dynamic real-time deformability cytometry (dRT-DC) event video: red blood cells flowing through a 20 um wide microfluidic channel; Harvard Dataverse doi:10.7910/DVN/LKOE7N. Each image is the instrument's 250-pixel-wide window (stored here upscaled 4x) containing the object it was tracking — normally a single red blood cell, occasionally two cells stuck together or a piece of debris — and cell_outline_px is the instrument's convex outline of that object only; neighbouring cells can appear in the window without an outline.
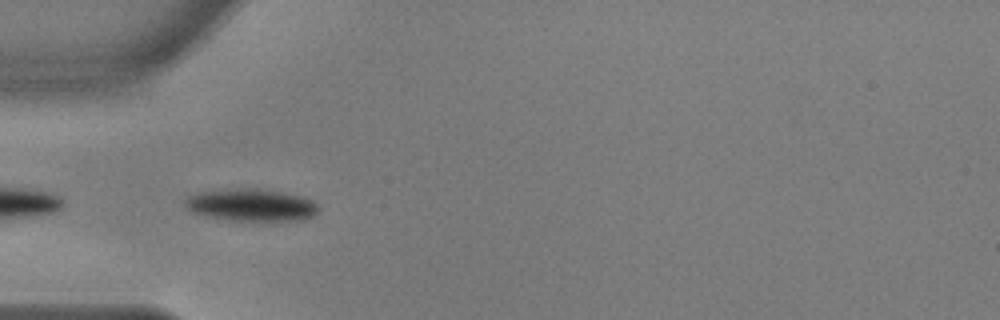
{"species": "common noctule bat (a hibernating species)", "species_latin": "Nyctalus noctula", "temperature_condition": "warm", "stored_images_in_passage": 5, "camera_frame_rate_fps": 3000, "um_per_image_px": 0.085, "animal": {"sex": "male", "body_mass_g": 17.9, "forearm_length_mm": 54.2}, "frame": {"image": 1, "passage_image": 2, "time_ms": 0.333, "image_size_px": [1000, 320], "cell_outline_px": [[320, 208], [312, 216], [304, 220], [224, 220], [204, 216], [188, 208], [184, 204], [184, 200], [188, 196], [196, 192], [216, 188], [256, 188], [284, 192], [300, 196], [312, 200]], "centroid_in_image_um": [21.3, 17.4], "position_along_channel_um": 63.7, "area_um2": 25.43}}